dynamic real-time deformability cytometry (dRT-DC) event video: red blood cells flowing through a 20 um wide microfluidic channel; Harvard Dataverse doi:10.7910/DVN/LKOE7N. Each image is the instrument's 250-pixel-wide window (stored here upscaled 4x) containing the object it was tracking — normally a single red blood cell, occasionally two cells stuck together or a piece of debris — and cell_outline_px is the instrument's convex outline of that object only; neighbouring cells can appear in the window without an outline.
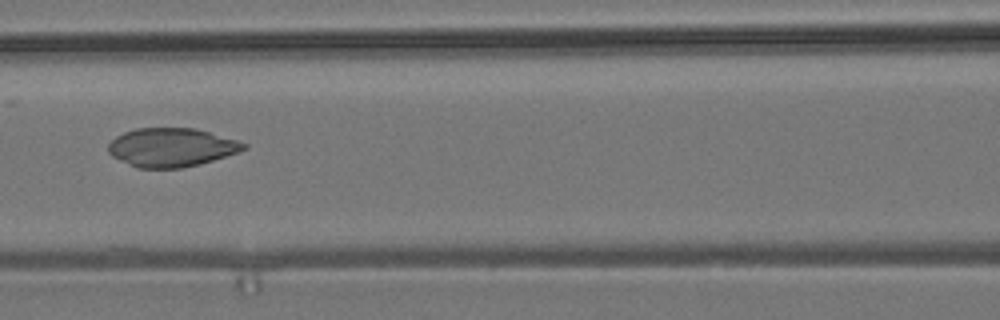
{"species": "common noctule bat (a hibernating species)", "species_latin": "Nyctalus noctula", "temperature_condition": "room temperature", "stored_images_in_passage": 8, "camera_frame_rate_fps": 3000, "um_per_image_px": 0.085, "animal": {"sex": "male", "body_mass_g": 19.2, "forearm_length_mm": 51.8}, "frame": {"image": 1, "passage_image": 5, "time_ms": 5.667, "image_size_px": [1000, 320], "cell_outline_px": [[248, 148], [200, 164], [180, 168], [136, 168], [112, 156], [108, 152], [108, 144], [116, 136], [124, 132], [136, 128], [196, 128], [236, 140], [248, 144]], "centroid_in_image_um": [14.54, 12.52], "position_along_channel_um": 152.1, "area_um2": 30.4}}
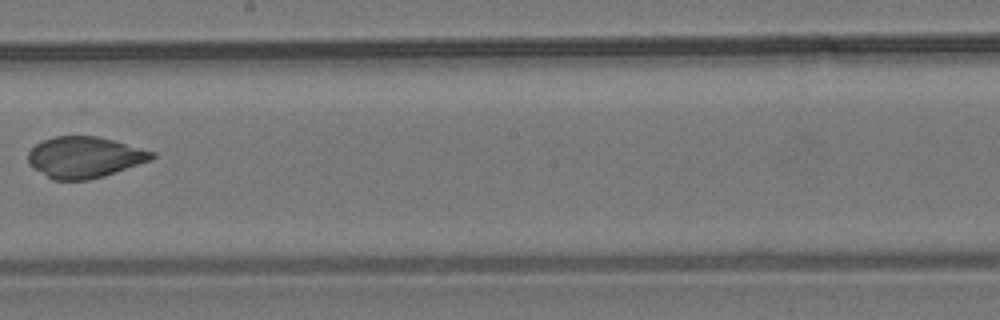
{"frame": {"image": 2, "passage_image": 7, "time_ms": 8.0, "image_size_px": [1000, 320], "cell_outline_px": [[156, 156], [152, 160], [104, 176], [88, 180], [52, 180], [32, 168], [28, 164], [28, 152], [36, 144], [44, 140], [56, 136], [96, 136], [112, 140], [156, 152]], "centroid_in_image_um": [7.18, 13.38], "position_along_channel_um": 241.0, "area_um2": 29.77}}
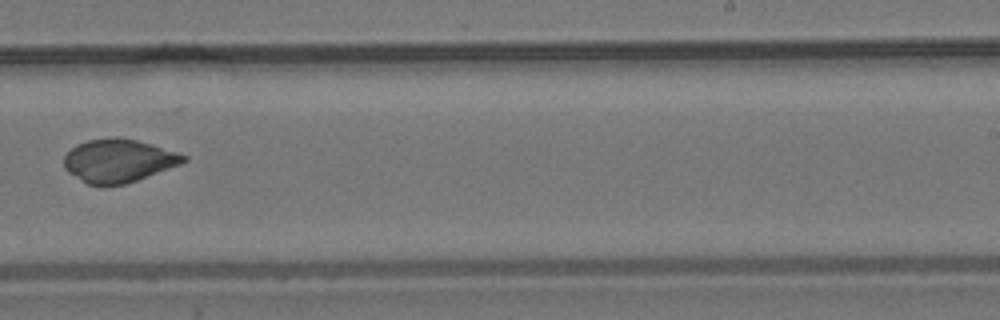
{"frame": {"image": 3, "passage_image": 8, "time_ms": 9.0, "image_size_px": [1000, 320], "cell_outline_px": [[188, 160], [180, 164], [136, 180], [124, 184], [88, 184], [68, 172], [64, 168], [64, 156], [76, 144], [88, 140], [116, 136], [136, 140], [152, 144], [188, 156]], "centroid_in_image_um": [10.06, 13.63], "position_along_channel_um": 278.9, "area_um2": 29.71}}